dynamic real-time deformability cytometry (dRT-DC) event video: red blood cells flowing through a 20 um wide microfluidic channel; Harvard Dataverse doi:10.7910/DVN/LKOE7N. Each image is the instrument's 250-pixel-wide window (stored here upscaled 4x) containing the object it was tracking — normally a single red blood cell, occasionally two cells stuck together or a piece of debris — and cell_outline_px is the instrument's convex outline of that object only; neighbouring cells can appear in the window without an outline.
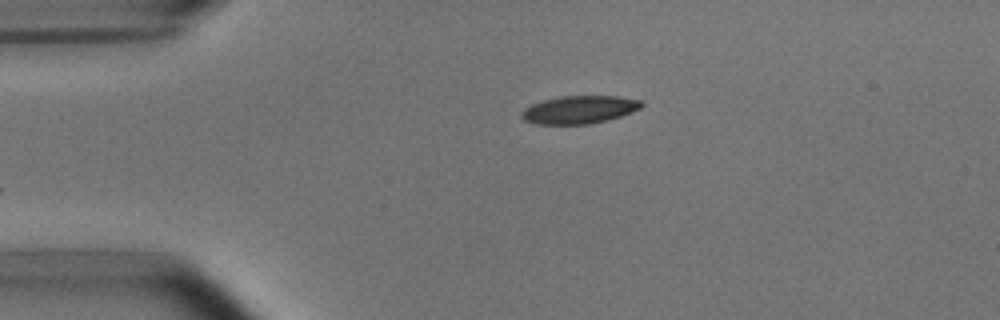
{"species": "common noctule bat (a hibernating species)", "species_latin": "Nyctalus noctula", "temperature_condition": "room temperature", "stored_images_in_passage": 40, "camera_frame_rate_fps": 3000, "um_per_image_px": 0.085, "animal": {"sex": "male", "body_mass_g": 15.6}, "frame": {"image": 1, "passage_image": 1, "time_ms": 0.0, "image_size_px": [1000, 320], "cell_outline_px": [[644, 104], [640, 108], [620, 116], [608, 120], [588, 124], [536, 124], [524, 120], [520, 116], [520, 112], [524, 108], [532, 104], [544, 100], [560, 96], [620, 96], [640, 100]], "centroid_in_image_um": [49.22, 9.32], "position_along_channel_um": 35.8, "area_um2": 19.48}}
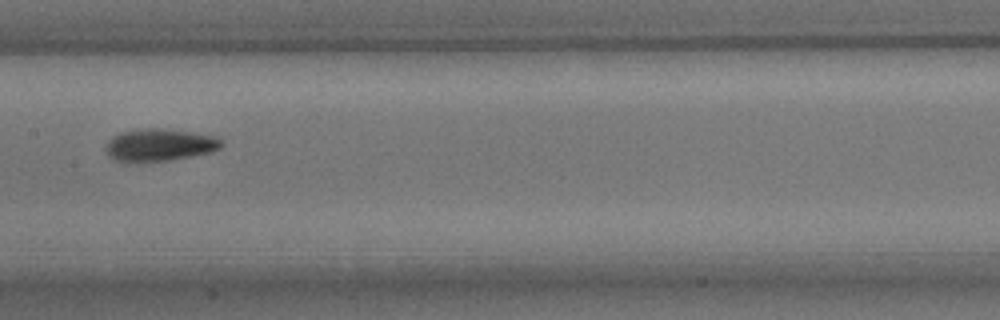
{"frame": {"image": 2, "passage_image": 16, "time_ms": 5.0, "image_size_px": [1000, 320], "cell_outline_px": [[224, 144], [220, 148], [212, 152], [192, 156], [168, 160], [116, 160], [108, 156], [108, 140], [112, 136], [120, 132], [148, 128], [156, 128], [188, 132], [212, 136], [220, 140]], "centroid_in_image_um": [13.59, 12.3], "position_along_channel_um": 193.8, "area_um2": 20.98}}
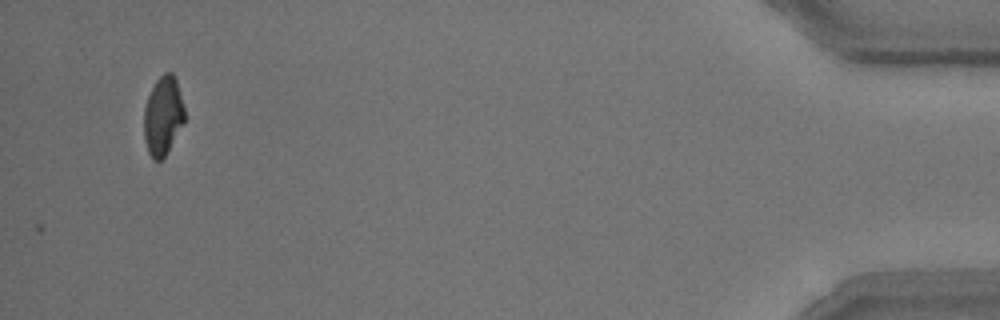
{"frame": {"image": 3, "passage_image": 40, "time_ms": 13.0, "image_size_px": [1000, 320], "cell_outline_px": [[184, 124], [164, 156], [160, 160], [152, 160], [148, 152], [144, 140], [144, 108], [148, 96], [156, 80], [164, 72], [172, 72], [176, 80], [184, 108]], "centroid_in_image_um": [13.84, 9.85], "position_along_channel_um": 421.4, "area_um2": 18.55}, "authors_computed_cell_mechanics": {"area_um2": 20.3167, "velocity_mm_per_s": 3.8182, "shape_relaxation_time_tau1_ms": 2.7977, "shape_relaxation_time_tau2_ms": 3.233, "deformation_change_tau1": 0.1492, "deformation_change_tau2": 0.1053}}